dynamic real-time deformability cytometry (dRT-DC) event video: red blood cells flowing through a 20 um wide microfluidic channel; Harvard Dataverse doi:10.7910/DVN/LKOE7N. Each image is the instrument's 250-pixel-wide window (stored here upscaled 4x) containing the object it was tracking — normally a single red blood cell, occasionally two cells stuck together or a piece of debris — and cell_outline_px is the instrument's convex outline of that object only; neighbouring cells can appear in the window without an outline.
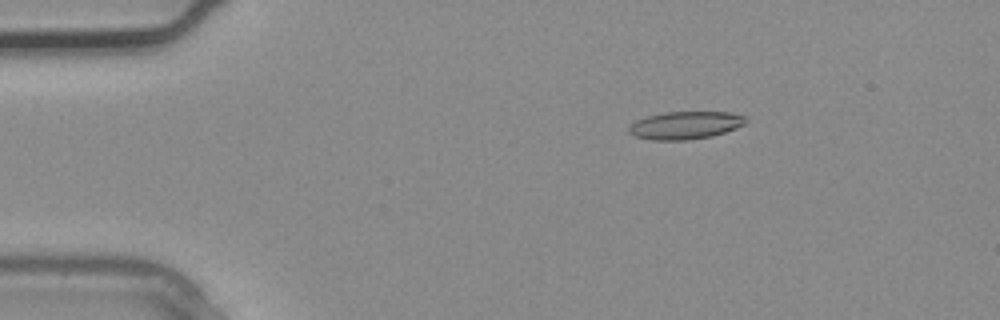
{"species": "common noctule bat (a hibernating species)", "species_latin": "Nyctalus noctula", "temperature_condition": "warm", "stored_images_in_passage": 3, "camera_frame_rate_fps": 3000, "um_per_image_px": 0.085, "animal": {"sex": "male", "body_mass_g": 20.4}, "frame": {"image": 1, "passage_image": 2, "time_ms": 0.333, "image_size_px": [1000, 320], "cell_outline_px": [[748, 120], [744, 124], [736, 128], [712, 136], [688, 140], [652, 140], [636, 136], [628, 132], [628, 128], [636, 120], [648, 116], [664, 112], [728, 112], [744, 116]], "centroid_in_image_um": [58.25, 10.65], "position_along_channel_um": 26.7, "area_um2": 18.79}}